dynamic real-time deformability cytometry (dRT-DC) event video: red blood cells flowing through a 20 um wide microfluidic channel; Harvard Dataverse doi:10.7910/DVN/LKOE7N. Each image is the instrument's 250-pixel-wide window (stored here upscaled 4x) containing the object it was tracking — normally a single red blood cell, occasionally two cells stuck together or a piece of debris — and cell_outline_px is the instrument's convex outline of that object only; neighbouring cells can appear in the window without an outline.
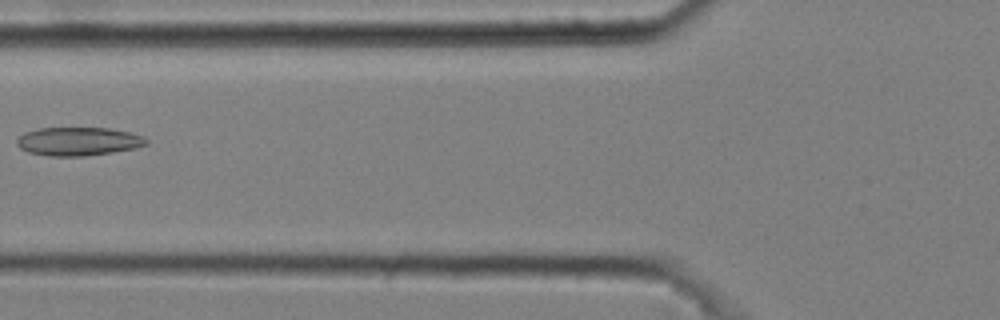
{"species": "common noctule bat (a hibernating species)", "species_latin": "Nyctalus noctula", "temperature_condition": "cold", "stored_images_in_passage": 6, "camera_frame_rate_fps": 3000, "um_per_image_px": 0.085, "animal": {"sex": "male", "body_mass_g": 20.4}, "frame": {"image": 1, "passage_image": 6, "time_ms": 1.667, "image_size_px": [1000, 320], "cell_outline_px": [[148, 144], [136, 148], [112, 152], [84, 156], [48, 156], [28, 152], [20, 148], [16, 144], [16, 140], [24, 132], [40, 128], [108, 128], [128, 132], [144, 136], [148, 140]], "centroid_in_image_um": [6.65, 12.02], "position_along_channel_um": 119.1, "area_um2": 21.5}}